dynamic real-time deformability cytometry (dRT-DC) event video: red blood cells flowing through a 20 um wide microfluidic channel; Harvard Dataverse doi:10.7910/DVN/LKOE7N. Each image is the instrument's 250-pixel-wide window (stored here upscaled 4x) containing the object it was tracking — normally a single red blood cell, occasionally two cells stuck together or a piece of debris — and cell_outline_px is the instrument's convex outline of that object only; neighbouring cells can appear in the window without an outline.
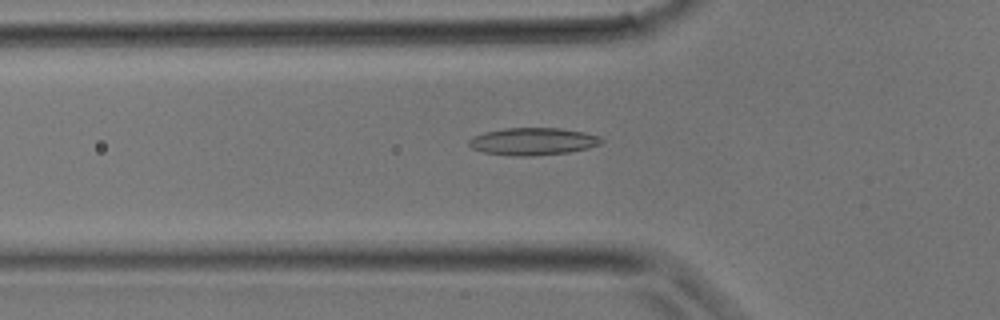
{"species": "common noctule bat (a hibernating species)", "species_latin": "Nyctalus noctula", "temperature_condition": "room temperature", "stored_images_in_passage": 30, "segment_of_instrument_passage": [1, 2], "camera_frame_rate_fps": 3000, "um_per_image_px": 0.085, "animal": {"sex": "male", "body_mass_g": 17.9}, "frame": {"image": 1, "passage_image": 8, "time_ms": 2.333, "image_size_px": [1000, 320], "cell_outline_px": [[604, 140], [600, 144], [588, 148], [568, 152], [532, 156], [516, 156], [484, 152], [472, 148], [468, 144], [468, 140], [472, 136], [484, 132], [504, 128], [560, 128], [584, 132], [600, 136]], "centroid_in_image_um": [45.29, 12.01], "position_along_channel_um": 80.5, "area_um2": 21.15}}
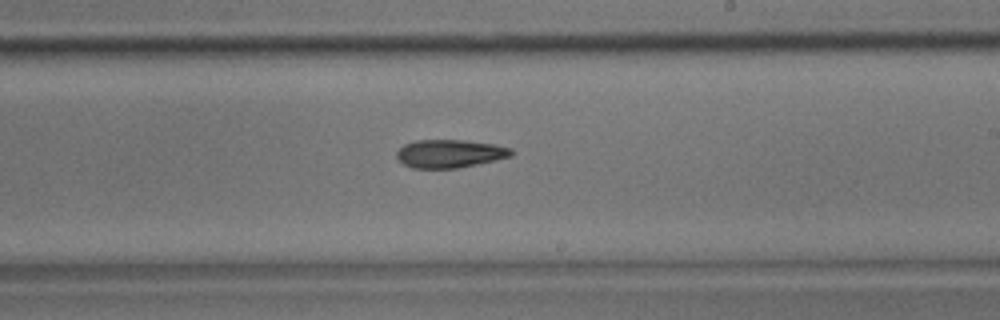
{"frame": {"image": 2, "passage_image": 16, "time_ms": 5.0, "image_size_px": [1000, 320], "cell_outline_px": [[512, 156], [496, 160], [456, 168], [412, 168], [404, 164], [396, 156], [396, 152], [404, 144], [416, 140], [464, 140], [496, 144], [512, 148]], "centroid_in_image_um": [38.24, 13.05], "position_along_channel_um": 250.8, "area_um2": 18.79}}
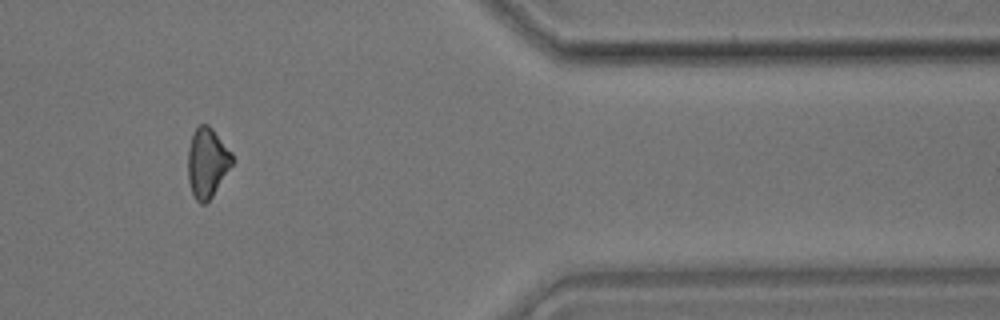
{"frame": {"image": 3, "passage_image": 24, "time_ms": 7.667, "image_size_px": [1000, 320], "cell_outline_px": [[232, 164], [212, 196], [204, 204], [200, 204], [196, 200], [192, 192], [188, 180], [188, 148], [192, 132], [200, 124], [208, 124], [212, 128], [232, 152]], "centroid_in_image_um": [17.59, 13.8], "position_along_channel_um": 393.8, "area_um2": 17.86}}